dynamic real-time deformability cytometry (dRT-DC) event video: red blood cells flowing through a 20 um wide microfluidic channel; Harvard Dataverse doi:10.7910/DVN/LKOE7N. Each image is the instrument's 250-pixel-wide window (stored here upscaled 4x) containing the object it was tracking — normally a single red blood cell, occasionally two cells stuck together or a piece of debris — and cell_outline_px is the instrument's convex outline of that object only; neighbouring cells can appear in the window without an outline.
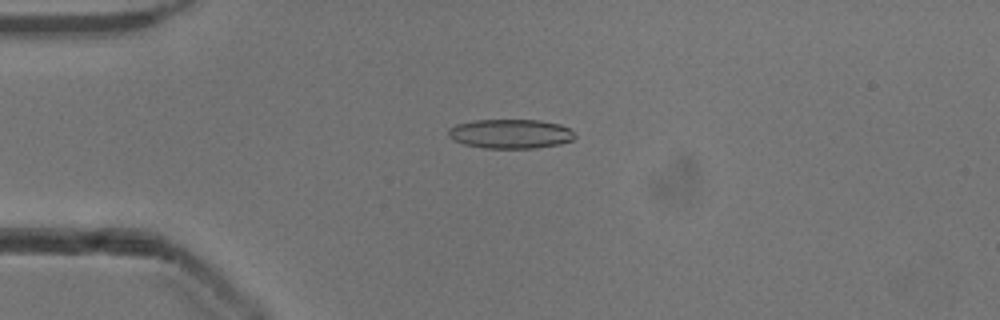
{"species": "common noctule bat (a hibernating species)", "species_latin": "Nyctalus noctula", "temperature_condition": "cold", "stored_images_in_passage": 52, "camera_frame_rate_fps": 3000, "um_per_image_px": 0.085, "animal": {"sex": "male", "body_mass_g": 13.3}, "frame": {"image": 1, "passage_image": 13, "time_ms": 4.0, "image_size_px": [1000, 320], "cell_outline_px": [[576, 136], [572, 140], [560, 144], [536, 148], [484, 148], [464, 144], [452, 140], [448, 136], [448, 128], [456, 124], [472, 120], [540, 120], [560, 124], [576, 132]], "centroid_in_image_um": [43.39, 11.37], "position_along_channel_um": 41.6, "area_um2": 21.85}}
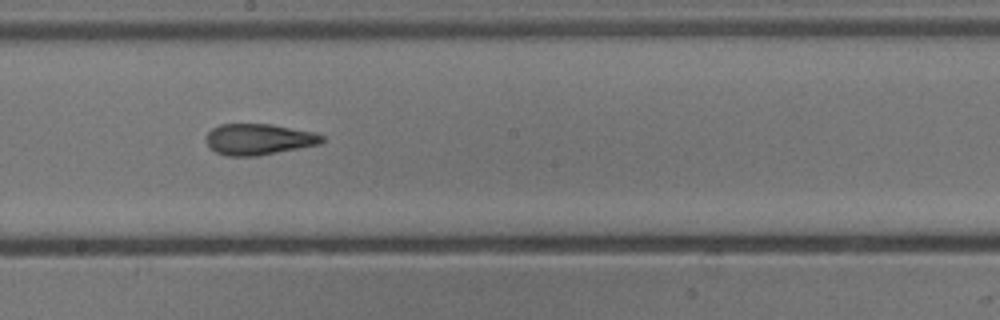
{"frame": {"image": 2, "passage_image": 29, "time_ms": 9.333, "image_size_px": [1000, 320], "cell_outline_px": [[324, 140], [320, 144], [256, 156], [224, 156], [208, 148], [204, 140], [208, 132], [212, 128], [220, 124], [272, 124], [316, 132], [324, 136]], "centroid_in_image_um": [21.96, 11.84], "position_along_channel_um": 226.2, "area_um2": 21.27}}
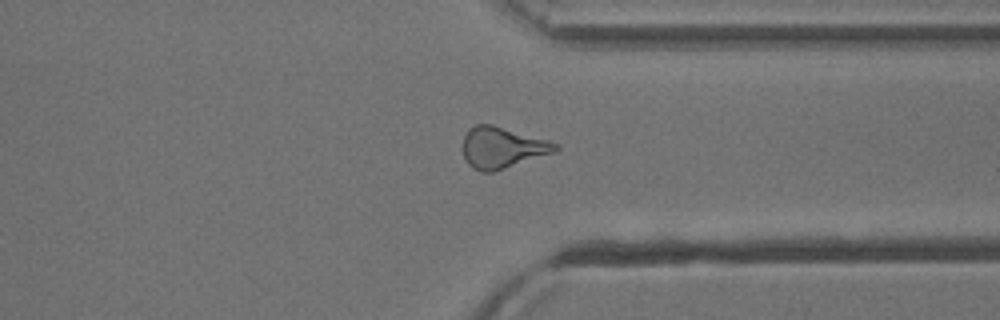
{"frame": {"image": 3, "passage_image": 40, "time_ms": 13.0, "image_size_px": [1000, 320], "cell_outline_px": [[560, 148], [552, 152], [492, 172], [480, 172], [472, 168], [468, 164], [464, 156], [464, 136], [468, 128], [476, 124], [492, 124], [548, 140], [556, 144]], "centroid_in_image_um": [42.64, 12.53], "position_along_channel_um": 368.8, "area_um2": 21.79}, "authors_computed_cell_mechanics": {"area_um2": 21.5016, "velocity_mm_per_s": 3.9151, "shape_relaxation_time_tau1_ms": null, "shape_relaxation_time_tau2_ms": 2.1672, "deformation_change_tau1": null, "deformation_change_tau2": 0.1085}}